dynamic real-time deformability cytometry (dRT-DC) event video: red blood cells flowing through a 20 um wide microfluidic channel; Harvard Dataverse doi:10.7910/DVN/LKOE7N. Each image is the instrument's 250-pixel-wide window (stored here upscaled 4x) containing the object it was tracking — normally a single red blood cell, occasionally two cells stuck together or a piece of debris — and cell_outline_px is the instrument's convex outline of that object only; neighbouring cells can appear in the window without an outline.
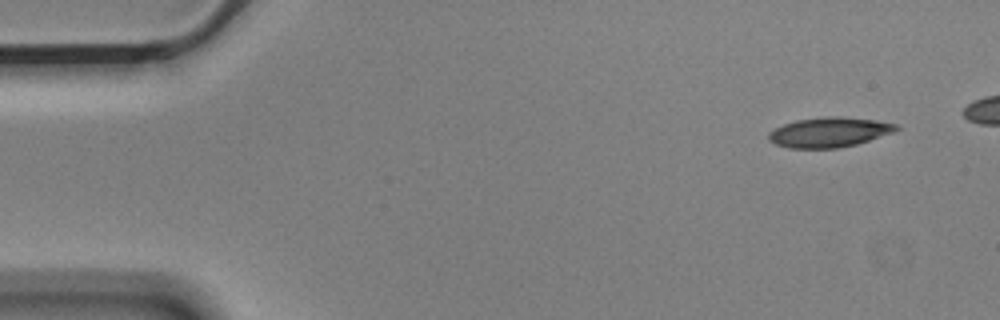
{"species": "Egyptian fruit bat (a non-hibernating species)", "species_latin": "Rousettus aegyptiacus", "temperature_condition": "cold", "stored_images_in_passage": 6, "camera_frame_rate_fps": 3000, "um_per_image_px": 0.085, "animal": {"sex": "male"}, "frame": {"image": 1, "passage_image": 1, "time_ms": 0.0, "image_size_px": [1000, 320], "cell_outline_px": [[900, 128], [892, 132], [856, 144], [836, 148], [788, 148], [776, 144], [768, 140], [768, 132], [784, 124], [796, 120], [828, 116], [840, 116], [876, 120], [896, 124]], "centroid_in_image_um": [70.45, 11.23], "position_along_channel_um": 14.6, "area_um2": 22.02}}
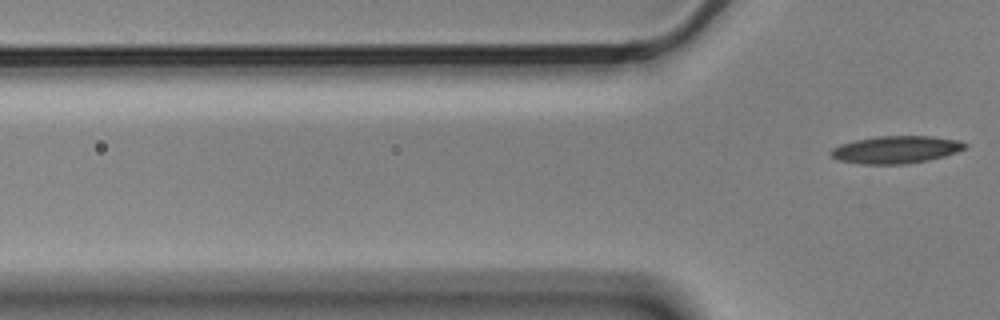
{"frame": {"image": 2, "passage_image": 6, "time_ms": 1.667, "image_size_px": [1000, 320], "cell_outline_px": [[968, 148], [944, 156], [928, 160], [904, 164], [860, 164], [836, 160], [828, 152], [832, 148], [840, 144], [856, 140], [876, 136], [932, 136], [960, 140], [968, 144]], "centroid_in_image_um": [76.16, 12.72], "position_along_channel_um": 49.6, "area_um2": 21.68}}